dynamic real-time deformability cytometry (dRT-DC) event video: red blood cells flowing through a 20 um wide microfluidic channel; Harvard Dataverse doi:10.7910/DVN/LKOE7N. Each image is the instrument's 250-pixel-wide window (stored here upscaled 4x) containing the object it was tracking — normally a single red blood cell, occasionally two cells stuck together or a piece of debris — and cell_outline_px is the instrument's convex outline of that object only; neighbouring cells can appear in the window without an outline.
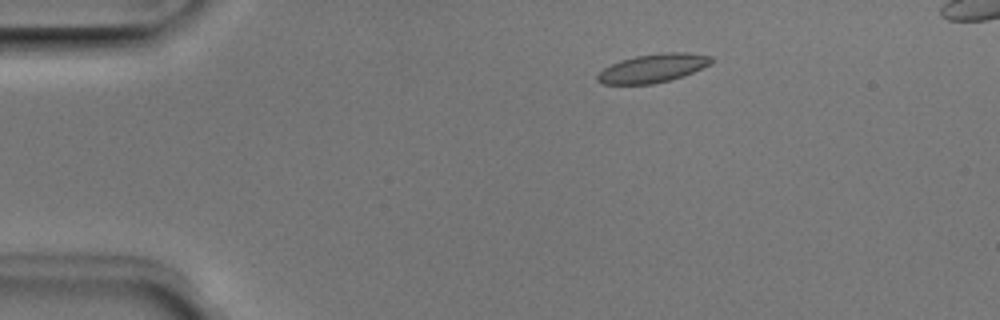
{"species": "Egyptian fruit bat (a non-hibernating species)", "species_latin": "Rousettus aegyptiacus", "temperature_condition": "room temperature", "stored_images_in_passage": 3, "camera_frame_rate_fps": 3000, "um_per_image_px": 0.085, "animal": {"sex": "male"}, "frame": {"image": 1, "passage_image": 1, "time_ms": 0.0, "image_size_px": [1000, 320], "cell_outline_px": [[712, 64], [684, 76], [652, 84], [604, 84], [596, 80], [596, 76], [604, 68], [620, 60], [636, 56], [664, 52], [684, 52], [712, 56]], "centroid_in_image_um": [55.51, 5.79], "position_along_channel_um": 29.5, "area_um2": 18.9}}